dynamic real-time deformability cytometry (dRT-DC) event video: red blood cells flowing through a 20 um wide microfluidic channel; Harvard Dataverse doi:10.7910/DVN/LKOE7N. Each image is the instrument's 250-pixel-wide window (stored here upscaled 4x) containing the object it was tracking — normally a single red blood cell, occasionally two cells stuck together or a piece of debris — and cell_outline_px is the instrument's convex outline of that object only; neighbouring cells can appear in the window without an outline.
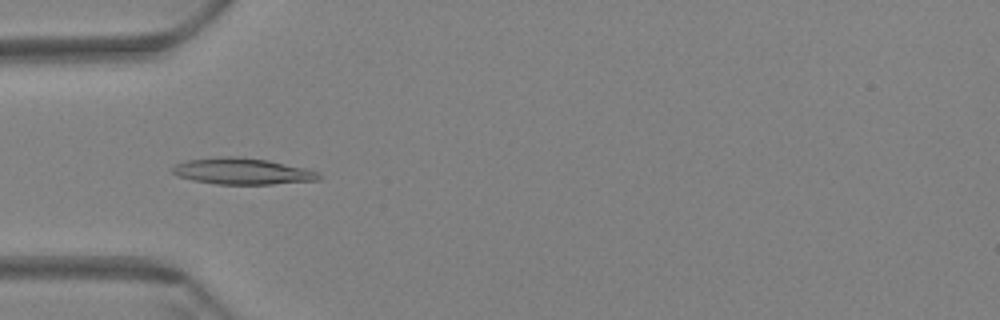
{"species": "Egyptian fruit bat (a non-hibernating species)", "species_latin": "Rousettus aegyptiacus", "temperature_condition": "warm", "stored_images_in_passage": 59, "camera_frame_rate_fps": 3000, "um_per_image_px": 0.085, "animal": {"sex": "female"}, "frame": {"image": 1, "passage_image": 19, "time_ms": 6.0, "image_size_px": [1000, 320], "cell_outline_px": [[324, 176], [320, 180], [272, 184], [216, 184], [192, 180], [176, 176], [172, 172], [172, 168], [176, 164], [188, 160], [228, 156], [232, 156], [268, 160], [304, 168], [320, 172]], "centroid_in_image_um": [20.63, 14.57], "position_along_channel_um": 64.4, "area_um2": 22.43}}
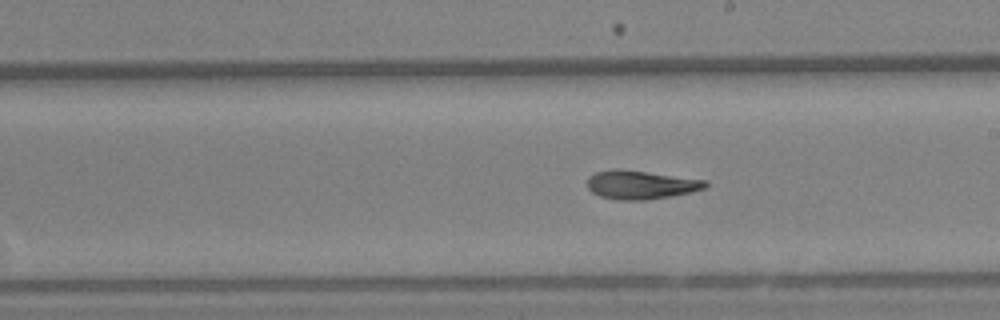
{"frame": {"image": 2, "passage_image": 34, "time_ms": 11.0, "image_size_px": [1000, 320], "cell_outline_px": [[708, 184], [704, 188], [688, 192], [648, 200], [616, 200], [600, 196], [592, 192], [588, 188], [588, 176], [596, 172], [616, 168], [620, 168], [708, 180]], "centroid_in_image_um": [54.43, 15.69], "position_along_channel_um": 234.6, "area_um2": 19.71}}
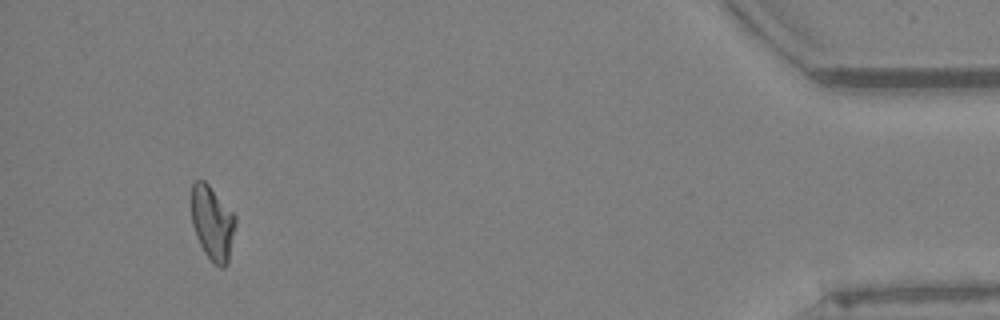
{"frame": {"image": 3, "passage_image": 56, "time_ms": 18.333, "image_size_px": [1000, 320], "cell_outline_px": [[236, 224], [228, 264], [224, 268], [220, 268], [204, 252], [196, 236], [192, 224], [192, 184], [196, 180], [204, 180], [208, 184], [236, 216]], "centroid_in_image_um": [18.07, 18.97], "position_along_channel_um": 417.1, "area_um2": 18.96}, "authors_computed_cell_mechanics": {"area_um2": 19.8832, "velocity_mm_per_s": 3.4415, "shape_relaxation_time_tau1_ms": null, "shape_relaxation_time_tau2_ms": 2.5859, "deformation_change_tau1": null, "deformation_change_tau2": 0.0806}}